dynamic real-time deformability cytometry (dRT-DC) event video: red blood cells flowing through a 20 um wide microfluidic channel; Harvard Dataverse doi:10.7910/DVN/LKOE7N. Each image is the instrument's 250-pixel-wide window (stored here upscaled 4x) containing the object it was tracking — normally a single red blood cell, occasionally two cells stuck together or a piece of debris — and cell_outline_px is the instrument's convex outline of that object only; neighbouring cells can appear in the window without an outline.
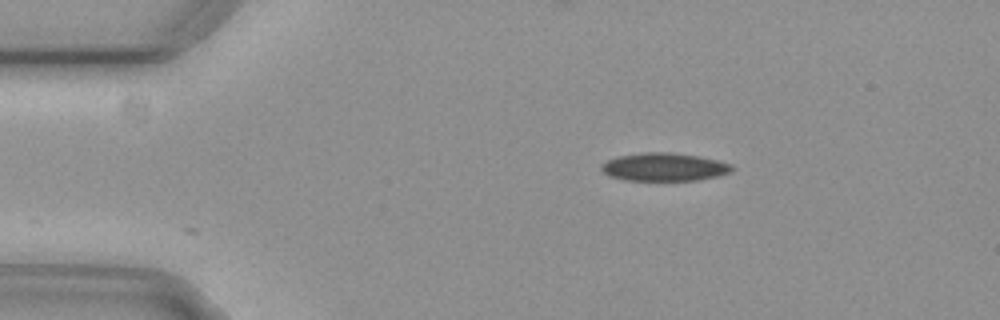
{"species": "common noctule bat (a hibernating species)", "species_latin": "Nyctalus noctula", "temperature_condition": "cold", "stored_images_in_passage": 28, "camera_frame_rate_fps": 3000, "um_per_image_px": 0.085, "animal": {"sex": "female", "body_mass_g": 29.2, "forearm_length_mm": 56.3}, "frame": {"image": 1, "passage_image": 1, "time_ms": 0.0, "image_size_px": [1000, 320], "cell_outline_px": [[736, 168], [732, 172], [716, 176], [696, 180], [628, 180], [608, 176], [600, 168], [600, 164], [608, 160], [620, 156], [644, 152], [668, 152], [700, 156], [732, 164]], "centroid_in_image_um": [56.48, 14.19], "position_along_channel_um": 28.5, "area_um2": 21.33}}
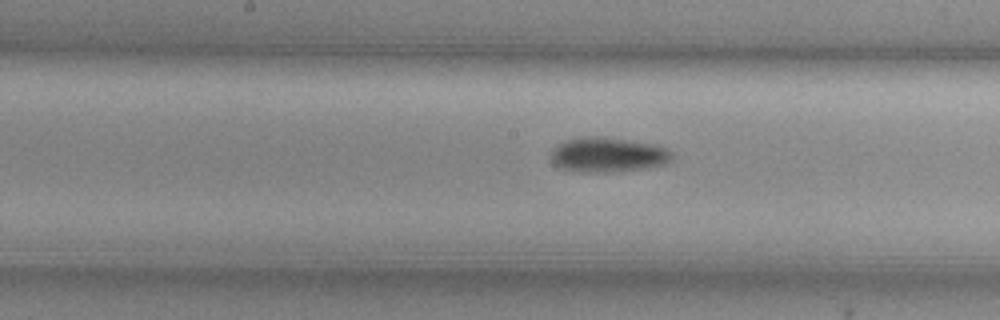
{"frame": {"image": 2, "passage_image": 19, "time_ms": 6.0, "image_size_px": [1000, 320], "cell_outline_px": [[672, 160], [664, 164], [644, 168], [604, 172], [580, 172], [560, 168], [552, 164], [548, 156], [552, 148], [564, 140], [580, 136], [604, 136], [656, 144], [672, 152]], "centroid_in_image_um": [51.59, 13.13], "position_along_channel_um": 196.6, "area_um2": 24.97}}
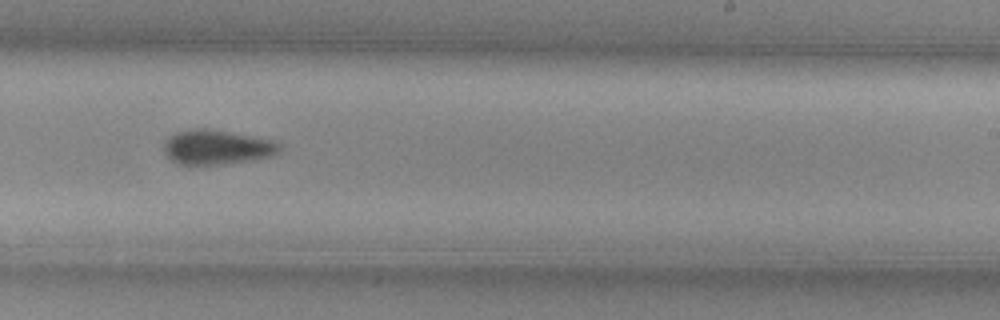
{"frame": {"image": 3, "passage_image": 25, "time_ms": 8.0, "image_size_px": [1000, 320], "cell_outline_px": [[280, 148], [272, 156], [252, 160], [224, 164], [176, 164], [164, 152], [164, 144], [176, 132], [196, 128], [208, 128], [272, 140], [280, 144]], "centroid_in_image_um": [18.43, 12.51], "position_along_channel_um": 270.6, "area_um2": 22.95}}